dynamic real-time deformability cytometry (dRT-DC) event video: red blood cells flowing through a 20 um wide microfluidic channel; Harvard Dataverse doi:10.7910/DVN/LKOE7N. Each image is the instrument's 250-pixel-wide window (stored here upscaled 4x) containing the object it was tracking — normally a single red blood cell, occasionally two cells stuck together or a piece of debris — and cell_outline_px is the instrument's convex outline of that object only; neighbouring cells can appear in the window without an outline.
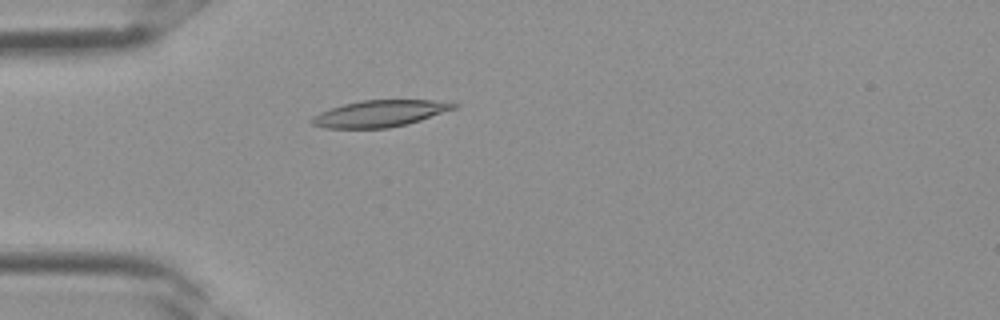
{"species": "Egyptian fruit bat (a non-hibernating species)", "species_latin": "Rousettus aegyptiacus", "temperature_condition": "room temperature", "stored_images_in_passage": 3, "camera_frame_rate_fps": 3000, "um_per_image_px": 0.085, "frame": {"image": 1, "passage_image": 3, "time_ms": 0.667, "image_size_px": [1000, 320], "cell_outline_px": [[460, 104], [456, 108], [408, 124], [388, 128], [324, 128], [312, 124], [308, 120], [312, 116], [320, 112], [344, 104], [360, 100], [432, 100]], "centroid_in_image_um": [32.25, 9.65], "position_along_channel_um": 52.7, "area_um2": 21.96}}